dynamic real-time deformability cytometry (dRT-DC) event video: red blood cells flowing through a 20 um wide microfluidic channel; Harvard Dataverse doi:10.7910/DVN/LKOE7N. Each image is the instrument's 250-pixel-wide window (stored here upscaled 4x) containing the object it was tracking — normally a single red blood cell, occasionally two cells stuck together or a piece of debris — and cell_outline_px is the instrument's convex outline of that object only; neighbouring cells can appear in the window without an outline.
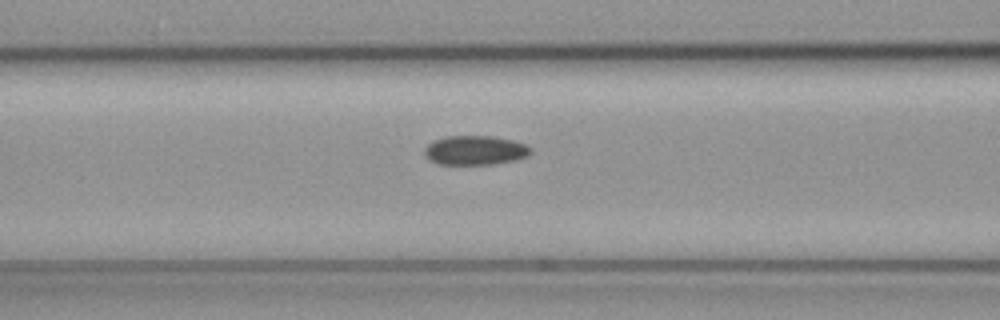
{"species": "common noctule bat (a hibernating species)", "species_latin": "Nyctalus noctula", "temperature_condition": "cold", "stored_images_in_passage": 18, "camera_frame_rate_fps": 3000, "um_per_image_px": 0.085, "animal": {"sex": "female", "body_mass_g": 19.3, "forearm_length_mm": 54.1}, "frame": {"image": 1, "passage_image": 16, "time_ms": 5.0, "image_size_px": [1000, 320], "cell_outline_px": [[532, 152], [528, 156], [512, 160], [492, 164], [440, 164], [428, 160], [424, 156], [424, 148], [432, 140], [444, 136], [492, 136], [512, 140], [524, 144], [532, 148]], "centroid_in_image_um": [40.34, 12.77], "position_along_channel_um": 126.3, "area_um2": 18.21}}